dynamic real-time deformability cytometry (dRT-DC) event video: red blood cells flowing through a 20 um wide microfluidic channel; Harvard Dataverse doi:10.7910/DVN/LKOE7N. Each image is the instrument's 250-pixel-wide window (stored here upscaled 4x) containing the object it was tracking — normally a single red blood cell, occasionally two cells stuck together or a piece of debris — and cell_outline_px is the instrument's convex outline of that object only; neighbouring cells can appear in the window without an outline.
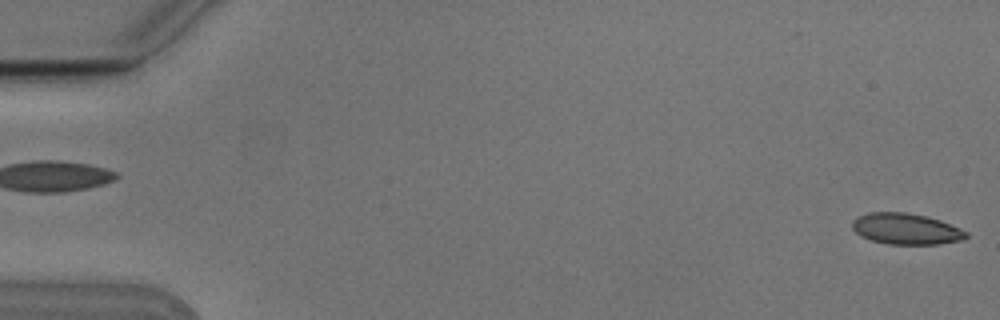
{"species": "Egyptian fruit bat (a non-hibernating species)", "species_latin": "Rousettus aegyptiacus", "temperature_condition": "cold", "stored_images_in_passage": 2, "segment_of_instrument_passage": [2, 2], "camera_frame_rate_fps": 3000, "um_per_image_px": 0.085, "animal": {"sex": "male"}, "frame": {"image": 1, "passage_image": 2, "time_ms": 0.333, "image_size_px": [1000, 320], "cell_outline_px": [[968, 236], [964, 240], [936, 244], [888, 244], [872, 240], [860, 236], [852, 228], [852, 220], [868, 212], [904, 212], [928, 216], [940, 220], [960, 228], [968, 232]], "centroid_in_image_um": [77.03, 19.45], "position_along_channel_um": 8.0, "area_um2": 20.69}}